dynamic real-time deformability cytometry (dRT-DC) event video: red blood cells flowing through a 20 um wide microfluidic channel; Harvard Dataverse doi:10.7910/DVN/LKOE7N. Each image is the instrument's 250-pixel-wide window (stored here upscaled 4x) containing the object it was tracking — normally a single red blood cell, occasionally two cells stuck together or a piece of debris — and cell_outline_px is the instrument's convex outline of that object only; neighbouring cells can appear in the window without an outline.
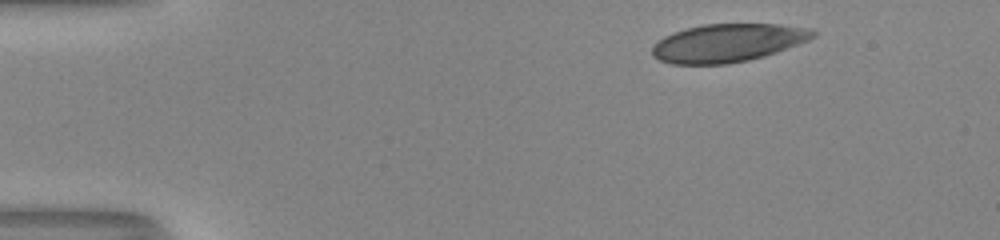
{"species": "human", "species_latin": "Homo sapiens", "temperature_condition": "room temperature", "stored_images_in_passage": 37, "camera_frame_rate_fps": 3000, "um_per_image_px": 0.085, "donor": {"sex": "male"}, "frame": {"image": 1, "passage_image": 1, "time_ms": 0.0, "image_size_px": [1000, 240], "cell_outline_px": [[816, 36], [808, 40], [776, 52], [764, 56], [748, 60], [728, 64], [672, 64], [660, 60], [652, 56], [652, 48], [664, 36], [688, 28], [704, 24], [780, 24], [812, 28], [816, 32]], "centroid_in_image_um": [61.89, 3.64], "position_along_channel_um": 23.1, "area_um2": 35.55}}
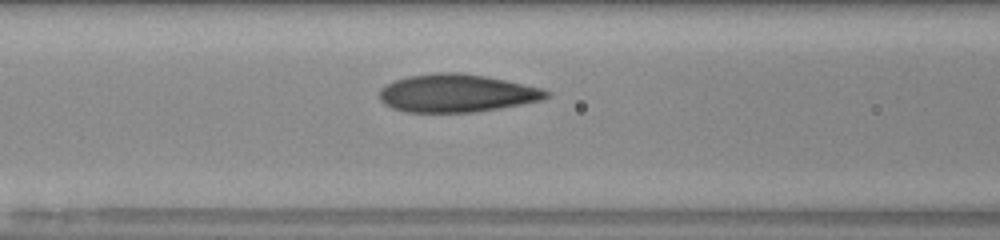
{"frame": {"image": 2, "passage_image": 16, "time_ms": 5.0, "image_size_px": [1000, 240], "cell_outline_px": [[552, 96], [540, 100], [500, 108], [476, 112], [404, 112], [392, 108], [384, 104], [380, 100], [380, 88], [396, 80], [408, 76], [432, 72], [460, 72], [484, 76], [504, 80], [540, 88], [552, 92]], "centroid_in_image_um": [38.8, 7.92], "position_along_channel_um": 127.8, "area_um2": 36.88}}
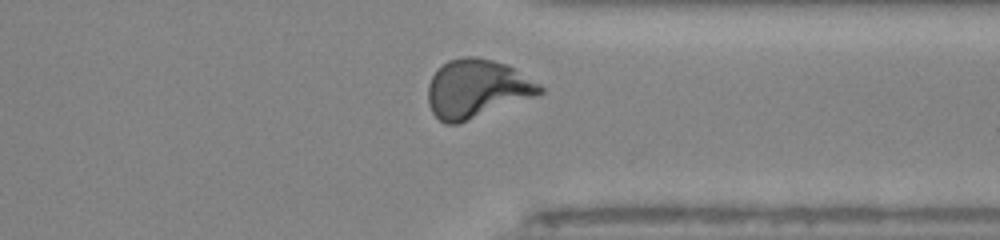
{"frame": {"image": 3, "passage_image": 34, "time_ms": 11.0, "image_size_px": [1000, 240], "cell_outline_px": [[544, 92], [536, 96], [460, 124], [444, 124], [432, 112], [428, 104], [428, 84], [432, 76], [448, 60], [464, 56], [476, 56], [508, 64], [540, 84], [544, 88]], "centroid_in_image_um": [40.54, 7.55], "position_along_channel_um": 370.9, "area_um2": 38.32}, "authors_computed_cell_mechanics": {"area_um2": 36.703, "velocity_mm_per_s": 4.0669, "shape_relaxation_time_tau1_ms": 7.021, "shape_relaxation_time_tau2_ms": 0.9507, "deformation_change_tau1": 0.2379, "deformation_change_tau2": 0.0668}}